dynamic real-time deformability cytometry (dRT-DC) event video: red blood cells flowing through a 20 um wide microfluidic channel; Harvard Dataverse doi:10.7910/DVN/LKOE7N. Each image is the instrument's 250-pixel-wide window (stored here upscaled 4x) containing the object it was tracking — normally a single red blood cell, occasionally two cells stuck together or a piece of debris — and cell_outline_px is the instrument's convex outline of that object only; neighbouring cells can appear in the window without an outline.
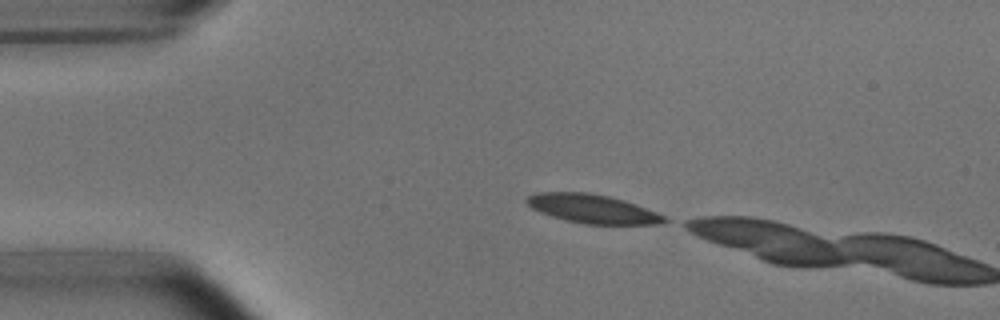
{"species": "common noctule bat (a hibernating species)", "species_latin": "Nyctalus noctula", "temperature_condition": "room temperature", "stored_images_in_passage": 2, "camera_frame_rate_fps": 3000, "um_per_image_px": 0.085, "animal": {"sex": "male", "body_mass_g": 15.6}, "frame": {"image": 1, "passage_image": 1, "time_ms": 0.0, "image_size_px": [1000, 320], "cell_outline_px": [[672, 220], [660, 224], [584, 224], [552, 216], [540, 212], [532, 208], [524, 200], [528, 196], [536, 192], [588, 192], [608, 196], [624, 200], [656, 212]], "centroid_in_image_um": [50.37, 17.74], "position_along_channel_um": 34.6, "area_um2": 23.0}}